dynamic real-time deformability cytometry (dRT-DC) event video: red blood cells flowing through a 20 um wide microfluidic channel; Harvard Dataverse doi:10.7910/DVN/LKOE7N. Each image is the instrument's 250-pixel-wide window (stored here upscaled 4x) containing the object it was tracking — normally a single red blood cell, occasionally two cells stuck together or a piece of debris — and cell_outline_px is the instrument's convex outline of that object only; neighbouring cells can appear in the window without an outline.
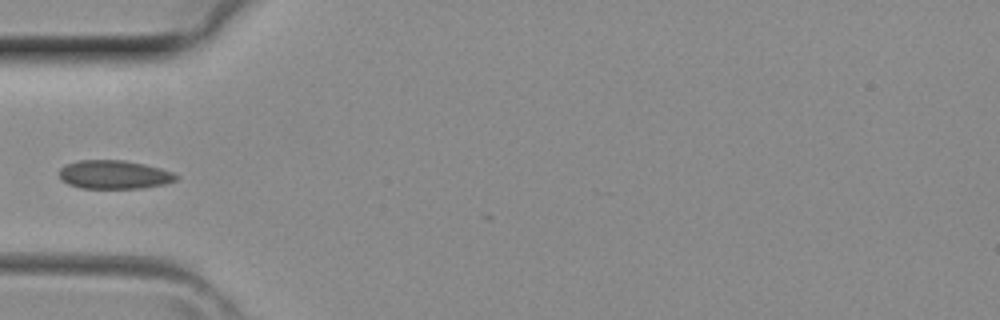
{"species": "common noctule bat (a hibernating species)", "species_latin": "Nyctalus noctula", "temperature_condition": "room temperature", "stored_images_in_passage": 2, "camera_frame_rate_fps": 3000, "um_per_image_px": 0.085, "animal": {"sex": "female", "body_mass_g": 29.2, "forearm_length_mm": 56.3}, "frame": {"image": 1, "passage_image": 1, "time_ms": 0.0, "image_size_px": [1000, 320], "cell_outline_px": [[180, 176], [176, 180], [164, 184], [144, 188], [80, 188], [68, 184], [60, 180], [60, 168], [68, 164], [80, 160], [124, 160], [144, 164], [160, 168], [172, 172]], "centroid_in_image_um": [9.71, 14.85], "position_along_channel_um": 75.3, "area_um2": 19.48}}